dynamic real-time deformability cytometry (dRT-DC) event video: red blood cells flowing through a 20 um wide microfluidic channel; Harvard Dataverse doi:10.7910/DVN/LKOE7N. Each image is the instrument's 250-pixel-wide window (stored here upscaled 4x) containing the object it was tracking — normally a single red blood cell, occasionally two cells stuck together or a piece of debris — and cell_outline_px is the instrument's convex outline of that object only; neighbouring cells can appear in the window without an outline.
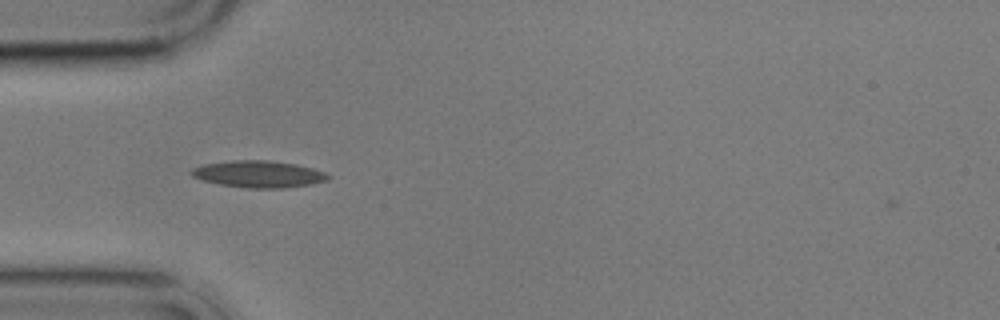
{"species": "common noctule bat (a hibernating species)", "species_latin": "Nyctalus noctula", "temperature_condition": "cold", "stored_images_in_passage": 2, "camera_frame_rate_fps": 3000, "um_per_image_px": 0.085, "animal": {"sex": "male", "body_mass_g": 17.9}, "frame": {"image": 1, "passage_image": 1, "time_ms": 0.0, "image_size_px": [1000, 320], "cell_outline_px": [[332, 176], [328, 180], [312, 184], [284, 188], [248, 188], [220, 184], [204, 180], [192, 176], [188, 172], [192, 168], [204, 164], [232, 160], [268, 160], [296, 164], [312, 168], [324, 172]], "centroid_in_image_um": [21.99, 14.79], "position_along_channel_um": 63.0, "area_um2": 21.39}}
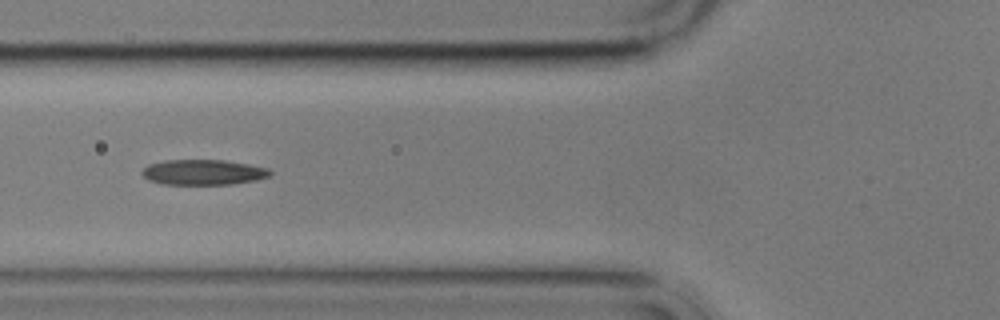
{"frame": {"image": 2, "passage_image": 2, "time_ms": 1.333, "image_size_px": [1000, 320], "cell_outline_px": [[272, 172], [268, 176], [256, 180], [232, 184], [160, 184], [148, 180], [140, 172], [148, 164], [164, 160], [224, 160], [248, 164], [268, 168]], "centroid_in_image_um": [17.24, 14.64], "position_along_channel_um": 108.6, "area_um2": 18.9}}